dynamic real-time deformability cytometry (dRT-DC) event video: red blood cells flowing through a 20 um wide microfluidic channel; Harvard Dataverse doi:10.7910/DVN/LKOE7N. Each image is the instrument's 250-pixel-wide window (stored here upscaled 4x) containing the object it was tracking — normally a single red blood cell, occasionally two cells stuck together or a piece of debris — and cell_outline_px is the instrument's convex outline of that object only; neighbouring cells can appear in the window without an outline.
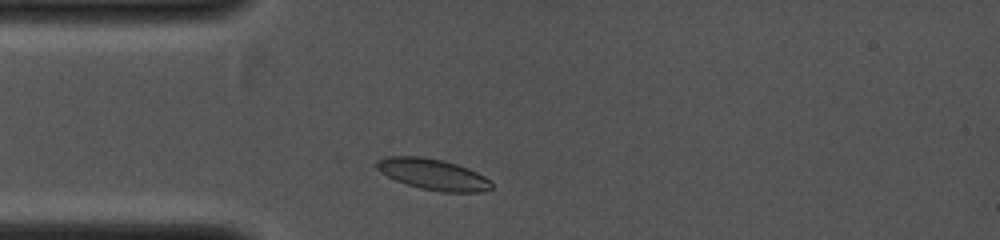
{"species": "common noctule bat (a hibernating species)", "species_latin": "Nyctalus noctula", "temperature_condition": "cold", "stored_images_in_passage": 1, "camera_frame_rate_fps": 4000, "um_per_image_px": 0.085, "animal": {"sex": "female", "body_mass_g": 19.0, "forearm_length_mm": 53.3}, "frame": {"image": 1, "passage_image": 1, "time_ms": 0.0, "image_size_px": [1000, 240], "cell_outline_px": [[492, 188], [480, 192], [444, 192], [420, 188], [396, 180], [380, 172], [376, 168], [376, 160], [388, 156], [424, 156], [444, 160], [468, 168], [484, 176], [492, 184]], "centroid_in_image_um": [36.79, 14.8], "position_along_channel_um": 48.2, "area_um2": 20.69}}